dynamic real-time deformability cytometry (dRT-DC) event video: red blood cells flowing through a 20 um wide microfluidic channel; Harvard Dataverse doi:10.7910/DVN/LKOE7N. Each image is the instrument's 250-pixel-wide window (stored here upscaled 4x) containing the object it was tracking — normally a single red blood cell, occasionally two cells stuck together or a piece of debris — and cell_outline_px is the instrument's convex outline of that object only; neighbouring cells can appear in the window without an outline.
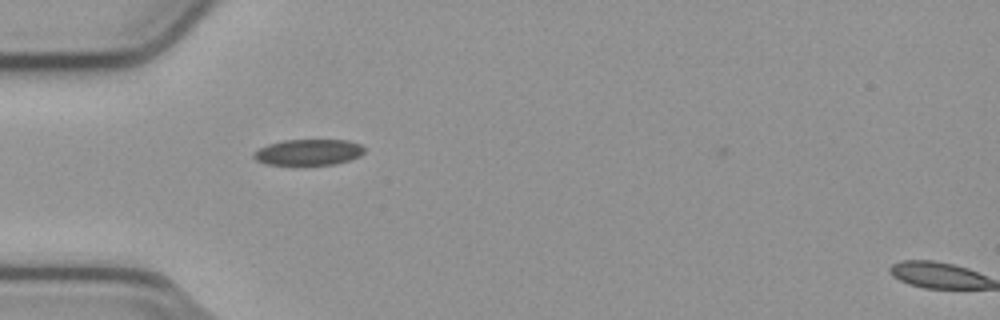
{"species": "common noctule bat (a hibernating species)", "species_latin": "Nyctalus noctula", "temperature_condition": "cold", "stored_images_in_passage": 2, "camera_frame_rate_fps": 3000, "um_per_image_px": 0.085, "animal": {"sex": "male", "body_mass_g": 23.1, "forearm_length_mm": 52.7}, "frame": {"image": 1, "passage_image": 1, "time_ms": 0.0, "image_size_px": [1000, 320], "cell_outline_px": [[364, 152], [360, 156], [336, 164], [268, 164], [256, 160], [252, 156], [252, 152], [268, 144], [284, 140], [348, 140], [360, 144], [364, 148]], "centroid_in_image_um": [26.22, 12.93], "position_along_channel_um": 58.8, "area_um2": 16.59}}